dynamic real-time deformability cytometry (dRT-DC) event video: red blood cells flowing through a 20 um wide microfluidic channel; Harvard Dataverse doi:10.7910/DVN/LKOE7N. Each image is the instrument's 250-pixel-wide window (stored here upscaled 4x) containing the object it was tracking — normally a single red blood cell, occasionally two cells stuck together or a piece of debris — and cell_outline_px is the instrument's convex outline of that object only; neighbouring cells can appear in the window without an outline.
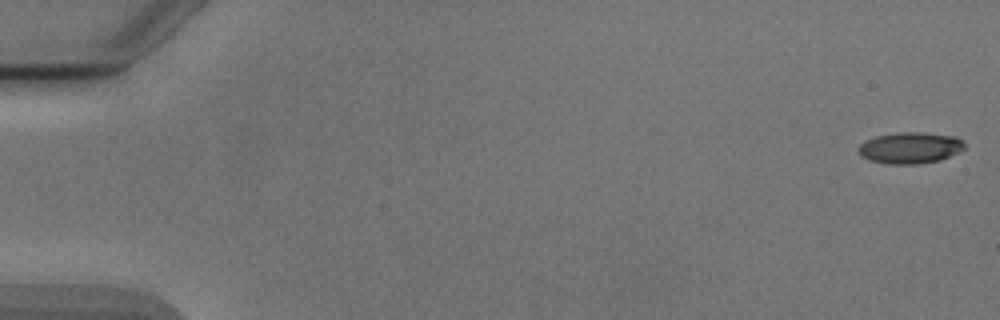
{"species": "Egyptian fruit bat (a non-hibernating species)", "species_latin": "Rousettus aegyptiacus", "temperature_condition": "cold", "stored_images_in_passage": 53, "camera_frame_rate_fps": 3000, "um_per_image_px": 0.085, "animal": {"sex": "male"}, "frame": {"image": 1, "passage_image": 1, "time_ms": 0.0, "image_size_px": [1000, 320], "cell_outline_px": [[964, 148], [940, 160], [916, 164], [892, 164], [872, 160], [860, 156], [856, 148], [864, 140], [876, 136], [900, 132], [920, 132], [956, 136], [964, 144]], "centroid_in_image_um": [77.3, 12.55], "position_along_channel_um": 7.7, "area_um2": 19.19}}
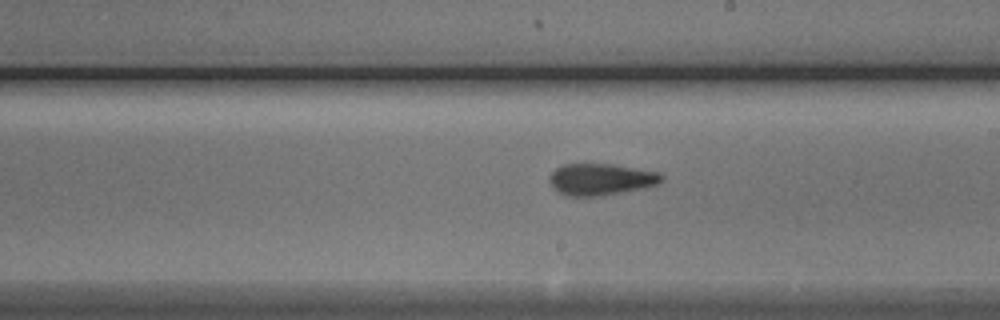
{"frame": {"image": 2, "passage_image": 31, "time_ms": 10.0, "image_size_px": [1000, 320], "cell_outline_px": [[664, 180], [660, 184], [644, 188], [600, 196], [564, 196], [552, 184], [552, 172], [556, 168], [564, 164], [612, 164], [660, 172], [664, 176]], "centroid_in_image_um": [51.17, 15.24], "position_along_channel_um": 237.8, "area_um2": 20.58}}
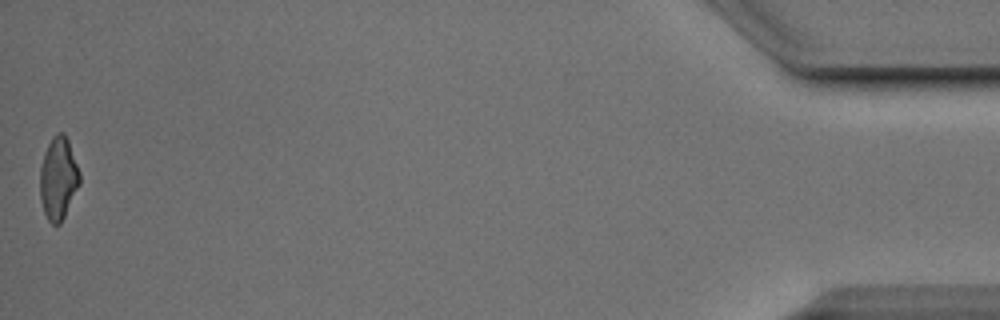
{"frame": {"image": 3, "passage_image": 53, "time_ms": 17.333, "image_size_px": [1000, 320], "cell_outline_px": [[80, 184], [60, 224], [52, 224], [48, 220], [44, 212], [40, 200], [40, 168], [44, 152], [52, 136], [56, 132], [64, 132], [68, 140], [80, 172]], "centroid_in_image_um": [4.95, 15.14], "position_along_channel_um": 430.2, "area_um2": 19.13}, "authors_computed_cell_mechanics": {"area_um2": 19.8832, "velocity_mm_per_s": 3.898, "shape_relaxation_time_tau1_ms": 10.0813, "shape_relaxation_time_tau2_ms": 2.4927, "deformation_change_tau1": 0.2152, "deformation_change_tau2": 0.1032}}